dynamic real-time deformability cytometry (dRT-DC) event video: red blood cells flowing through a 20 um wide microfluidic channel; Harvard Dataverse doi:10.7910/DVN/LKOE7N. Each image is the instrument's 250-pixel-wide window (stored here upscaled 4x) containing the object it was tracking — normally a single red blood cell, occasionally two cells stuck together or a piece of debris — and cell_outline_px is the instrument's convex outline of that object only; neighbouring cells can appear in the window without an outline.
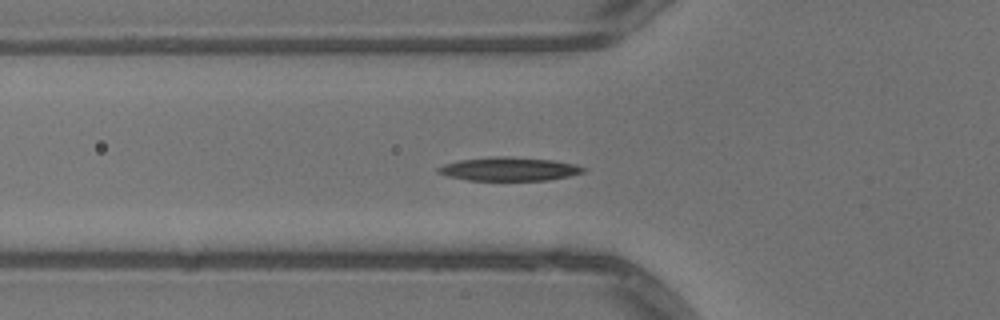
{"species": "common noctule bat (a hibernating species)", "species_latin": "Nyctalus noctula", "temperature_condition": "warm", "stored_images_in_passage": 33, "camera_frame_rate_fps": 3000, "um_per_image_px": 0.085, "animal": {"sex": "male", "body_mass_g": 13.3}, "frame": {"image": 1, "passage_image": 8, "time_ms": 2.333, "image_size_px": [1000, 320], "cell_outline_px": [[588, 168], [584, 172], [568, 176], [548, 180], [468, 180], [448, 176], [436, 172], [436, 168], [444, 164], [460, 160], [492, 156], [508, 156], [552, 160], [576, 164]], "centroid_in_image_um": [43.28, 14.36], "position_along_channel_um": 82.5, "area_um2": 20.0}}
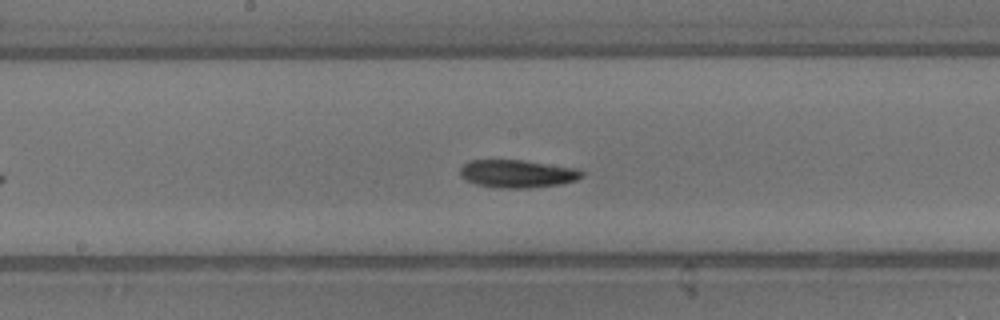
{"frame": {"image": 2, "passage_image": 17, "time_ms": 5.333, "image_size_px": [1000, 320], "cell_outline_px": [[584, 176], [576, 180], [560, 184], [532, 188], [496, 188], [476, 184], [464, 180], [460, 176], [460, 168], [468, 160], [524, 160], [576, 168], [584, 172]], "centroid_in_image_um": [43.96, 14.77], "position_along_channel_um": 204.2, "area_um2": 20.0}}
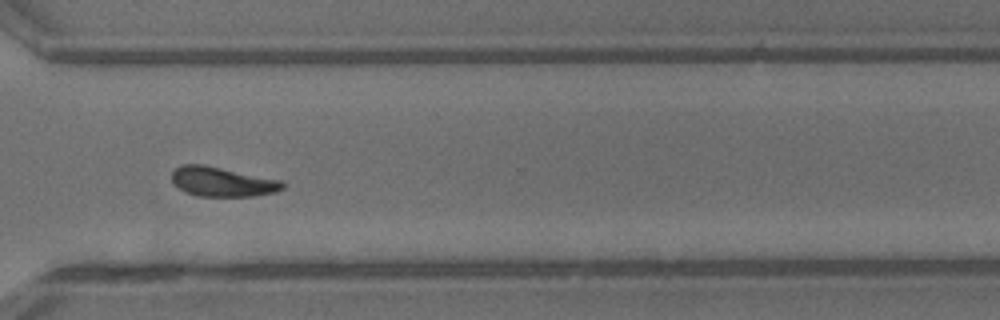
{"frame": {"image": 3, "passage_image": 28, "time_ms": 9.0, "image_size_px": [1000, 320], "cell_outline_px": [[284, 188], [276, 192], [252, 196], [196, 196], [184, 192], [172, 180], [172, 172], [180, 164], [204, 164], [284, 180]], "centroid_in_image_um": [18.92, 15.44], "position_along_channel_um": 351.7, "area_um2": 19.31}, "authors_computed_cell_mechanics": {"area_um2": 19.2474, "velocity_mm_per_s": 4.0294, "shape_relaxation_time_tau1_ms": 4.763, "shape_relaxation_time_tau2_ms": null, "deformation_change_tau1": 0.1593, "deformation_change_tau2": null}}